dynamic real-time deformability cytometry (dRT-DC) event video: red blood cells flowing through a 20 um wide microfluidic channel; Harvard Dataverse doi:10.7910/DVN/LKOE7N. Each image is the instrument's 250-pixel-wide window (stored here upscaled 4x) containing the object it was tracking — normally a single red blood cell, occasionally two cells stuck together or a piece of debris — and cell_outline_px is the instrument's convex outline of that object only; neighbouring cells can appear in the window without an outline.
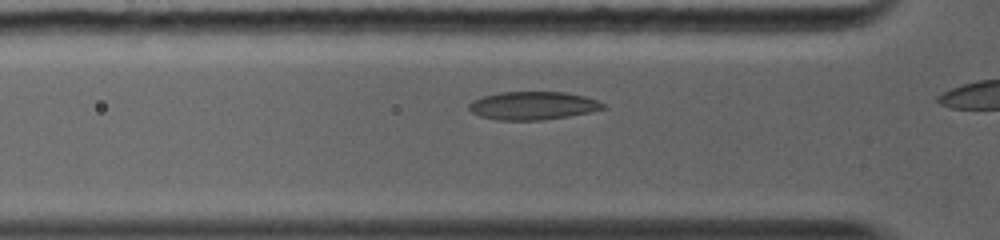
{"species": "common noctule bat (a hibernating species)", "species_latin": "Nyctalus noctula", "temperature_condition": "warm", "stored_images_in_passage": 8, "camera_frame_rate_fps": 5000, "um_per_image_px": 0.085, "animal": {"sex": "female", "body_mass_g": 19.0, "forearm_length_mm": 56.7}, "frame": {"image": 1, "passage_image": 6, "time_ms": 1.6, "image_size_px": [1000, 240], "cell_outline_px": [[608, 108], [568, 116], [544, 120], [496, 120], [480, 116], [472, 112], [468, 108], [468, 104], [472, 100], [484, 96], [500, 92], [564, 92], [584, 96], [596, 100], [604, 104]], "centroid_in_image_um": [45.28, 8.98], "position_along_channel_um": 80.5, "area_um2": 21.96}}